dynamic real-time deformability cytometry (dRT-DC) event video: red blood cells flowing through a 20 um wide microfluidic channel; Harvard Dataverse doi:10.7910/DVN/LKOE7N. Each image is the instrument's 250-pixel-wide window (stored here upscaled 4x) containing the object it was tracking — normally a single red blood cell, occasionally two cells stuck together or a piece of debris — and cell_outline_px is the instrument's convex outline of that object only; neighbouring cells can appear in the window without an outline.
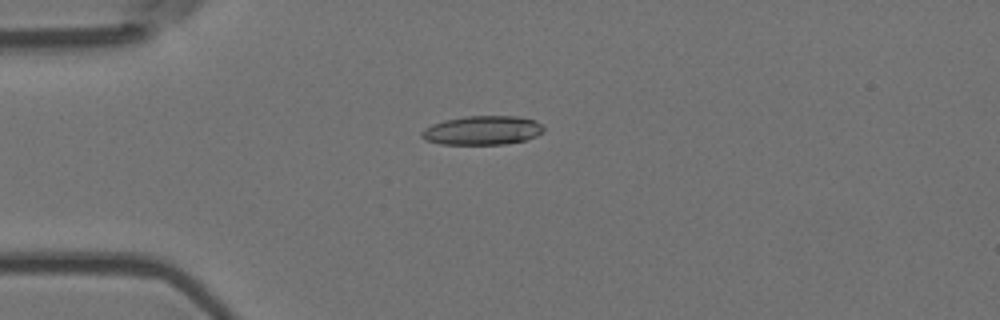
{"species": "Egyptian fruit bat (a non-hibernating species)", "species_latin": "Rousettus aegyptiacus", "temperature_condition": "room temperature", "stored_images_in_passage": 4, "camera_frame_rate_fps": 3000, "um_per_image_px": 0.085, "animal": {"sex": "female"}, "frame": {"image": 1, "passage_image": 2, "time_ms": 0.333, "image_size_px": [1000, 320], "cell_outline_px": [[544, 132], [536, 136], [524, 140], [504, 144], [440, 144], [424, 140], [420, 136], [420, 132], [424, 128], [432, 124], [444, 120], [464, 116], [516, 116], [536, 120], [544, 128]], "centroid_in_image_um": [40.97, 11.08], "position_along_channel_um": 44.0, "area_um2": 20.75}}
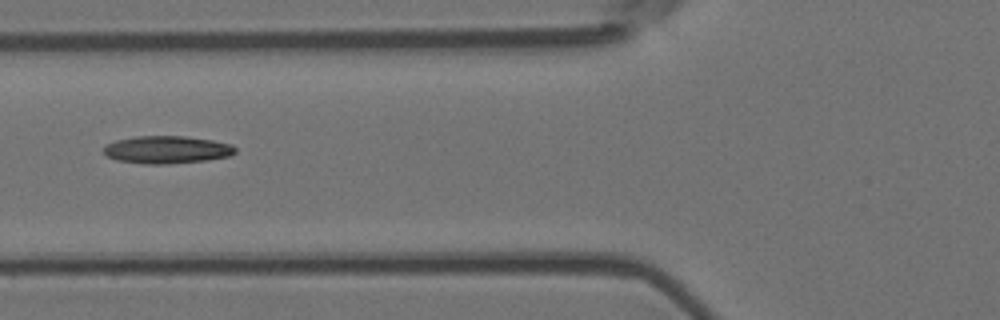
{"frame": {"image": 2, "passage_image": 4, "time_ms": 1.0, "image_size_px": [1000, 320], "cell_outline_px": [[236, 152], [232, 156], [208, 160], [168, 164], [144, 164], [116, 160], [108, 156], [104, 152], [104, 144], [116, 140], [136, 136], [184, 136], [212, 140], [232, 144], [236, 148]], "centroid_in_image_um": [14.2, 12.73], "position_along_channel_um": 111.6, "area_um2": 21.39}}